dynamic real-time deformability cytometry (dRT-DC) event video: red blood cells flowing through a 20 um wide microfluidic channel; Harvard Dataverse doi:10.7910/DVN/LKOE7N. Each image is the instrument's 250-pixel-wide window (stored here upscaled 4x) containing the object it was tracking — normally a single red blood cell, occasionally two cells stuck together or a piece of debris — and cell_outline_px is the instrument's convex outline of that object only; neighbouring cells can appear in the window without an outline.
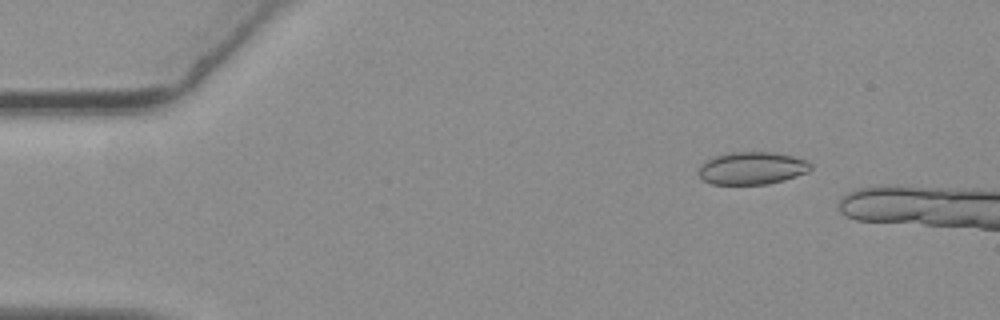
{"species": "common noctule bat (a hibernating species)", "species_latin": "Nyctalus noctula", "temperature_condition": "warm", "stored_images_in_passage": 8, "camera_frame_rate_fps": 3000, "um_per_image_px": 0.085, "animal": {"sex": "female", "body_mass_g": 19.3, "forearm_length_mm": 54.1}, "frame": {"image": 1, "passage_image": 3, "time_ms": 0.667, "image_size_px": [1000, 320], "cell_outline_px": [[812, 168], [808, 172], [784, 180], [768, 184], [712, 184], [704, 180], [700, 176], [700, 168], [708, 160], [716, 156], [728, 152], [772, 152], [792, 156], [808, 160], [812, 164]], "centroid_in_image_um": [63.99, 14.29], "position_along_channel_um": 21.0, "area_um2": 21.1}}